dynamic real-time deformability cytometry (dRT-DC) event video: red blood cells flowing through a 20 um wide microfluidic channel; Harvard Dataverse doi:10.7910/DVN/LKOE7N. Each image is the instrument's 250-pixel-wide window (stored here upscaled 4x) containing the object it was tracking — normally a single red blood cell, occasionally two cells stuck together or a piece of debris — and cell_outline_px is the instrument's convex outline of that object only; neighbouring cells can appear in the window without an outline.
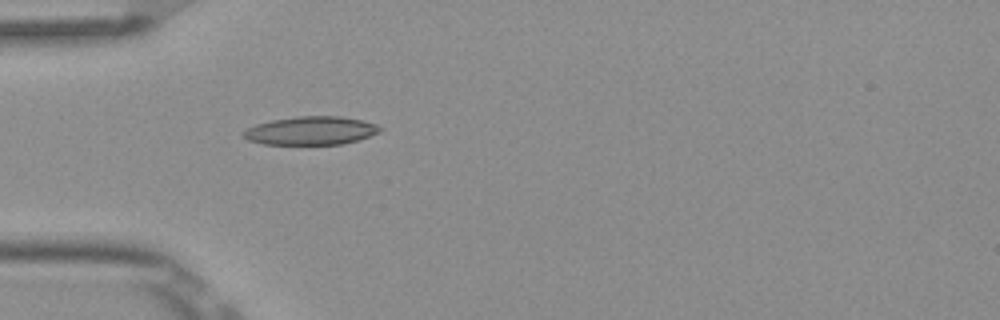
{"species": "Egyptian fruit bat (a non-hibernating species)", "species_latin": "Rousettus aegyptiacus", "temperature_condition": "room temperature", "stored_images_in_passage": 5, "camera_frame_rate_fps": 3000, "um_per_image_px": 0.085, "frame": {"image": 1, "passage_image": 5, "time_ms": 1.333, "image_size_px": [1000, 320], "cell_outline_px": [[384, 128], [380, 132], [344, 144], [264, 144], [248, 140], [240, 132], [256, 124], [272, 120], [296, 116], [340, 116], [360, 120], [376, 124]], "centroid_in_image_um": [26.42, 11.1], "position_along_channel_um": 58.6, "area_um2": 22.48}}